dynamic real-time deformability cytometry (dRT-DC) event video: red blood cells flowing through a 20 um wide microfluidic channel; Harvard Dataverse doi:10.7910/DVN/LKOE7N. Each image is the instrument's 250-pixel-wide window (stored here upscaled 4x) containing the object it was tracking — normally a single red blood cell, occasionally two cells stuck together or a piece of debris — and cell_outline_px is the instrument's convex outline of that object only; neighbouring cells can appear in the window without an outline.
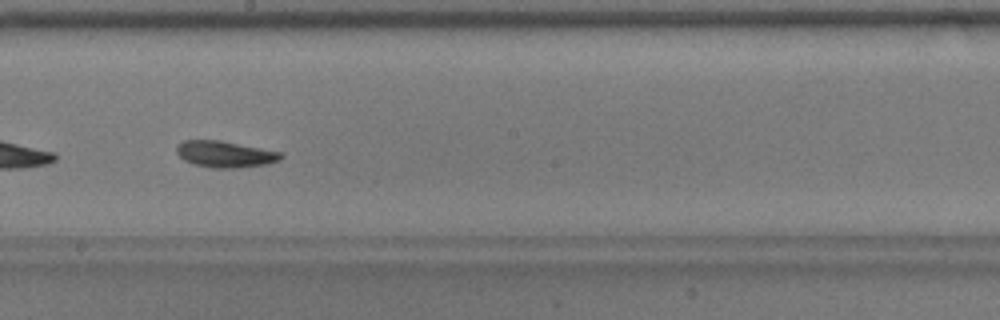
{"species": "common noctule bat (a hibernating species)", "species_latin": "Nyctalus noctula", "temperature_condition": "warm", "stored_images_in_passage": 28, "camera_frame_rate_fps": 3000, "um_per_image_px": 0.085, "animal": {"sex": "male", "body_mass_g": 17.9}, "frame": {"image": 1, "passage_image": 16, "time_ms": 5.0, "image_size_px": [1000, 320], "cell_outline_px": [[284, 156], [280, 160], [268, 164], [236, 168], [212, 168], [192, 164], [184, 160], [176, 152], [176, 148], [184, 140], [220, 140], [280, 152]], "centroid_in_image_um": [19.13, 13.11], "position_along_channel_um": 229.1, "area_um2": 16.01}, "authors_computed_cell_mechanics": {"area_um2": 15.8372, "velocity_mm_per_s": 3.8232, "shape_relaxation_time_tau1_ms": 1.8765, "shape_relaxation_time_tau2_ms": null, "deformation_change_tau1": 0.1216, "deformation_change_tau2": null}}